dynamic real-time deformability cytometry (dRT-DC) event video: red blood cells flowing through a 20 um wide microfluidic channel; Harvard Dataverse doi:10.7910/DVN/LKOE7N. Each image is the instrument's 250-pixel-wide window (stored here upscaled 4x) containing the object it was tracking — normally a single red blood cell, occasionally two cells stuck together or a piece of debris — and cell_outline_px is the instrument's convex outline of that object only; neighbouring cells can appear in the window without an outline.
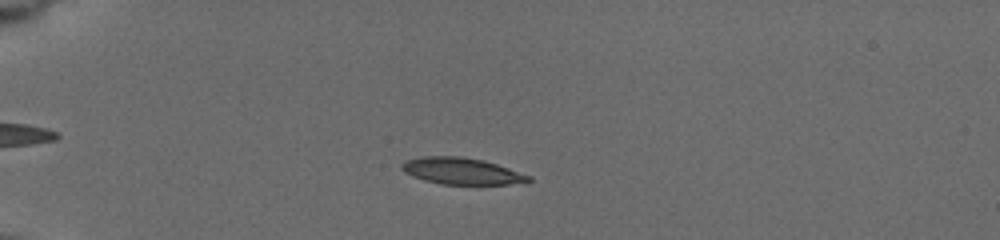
{"species": "common noctule bat (a hibernating species)", "species_latin": "Nyctalus noctula", "temperature_condition": "cold", "stored_images_in_passage": 25, "camera_frame_rate_fps": 3000, "um_per_image_px": 0.085, "animal": {"sex": "female", "body_mass_g": 19.5, "forearm_length_mm": 54.1}, "frame": {"image": 1, "passage_image": 5, "time_ms": 2.667, "image_size_px": [1000, 240], "cell_outline_px": [[532, 180], [508, 184], [444, 184], [424, 180], [412, 176], [404, 172], [400, 168], [400, 164], [408, 160], [420, 156], [460, 156], [484, 160], [532, 176]], "centroid_in_image_um": [39.2, 14.53], "position_along_channel_um": 45.8, "area_um2": 19.54}}
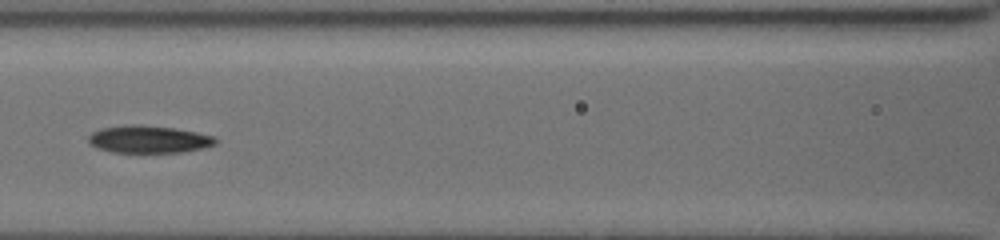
{"frame": {"image": 2, "passage_image": 14, "time_ms": 6.667, "image_size_px": [1000, 240], "cell_outline_px": [[220, 140], [216, 144], [204, 148], [184, 152], [112, 152], [96, 148], [88, 144], [88, 136], [92, 132], [104, 128], [172, 128], [196, 132], [216, 136]], "centroid_in_image_um": [12.73, 11.91], "position_along_channel_um": 153.9, "area_um2": 19.36}}
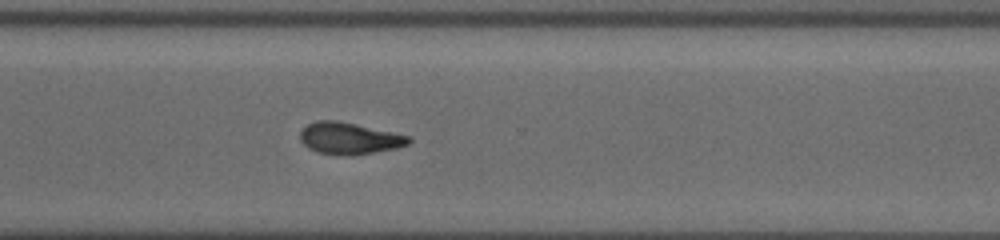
{"frame": {"image": 3, "passage_image": 25, "time_ms": 11.667, "image_size_px": [1000, 240], "cell_outline_px": [[412, 140], [408, 144], [396, 148], [352, 156], [340, 156], [316, 152], [308, 148], [300, 140], [300, 132], [308, 124], [316, 120], [336, 120], [356, 124], [412, 136]], "centroid_in_image_um": [29.69, 11.77], "position_along_channel_um": 340.9, "area_um2": 20.29}}